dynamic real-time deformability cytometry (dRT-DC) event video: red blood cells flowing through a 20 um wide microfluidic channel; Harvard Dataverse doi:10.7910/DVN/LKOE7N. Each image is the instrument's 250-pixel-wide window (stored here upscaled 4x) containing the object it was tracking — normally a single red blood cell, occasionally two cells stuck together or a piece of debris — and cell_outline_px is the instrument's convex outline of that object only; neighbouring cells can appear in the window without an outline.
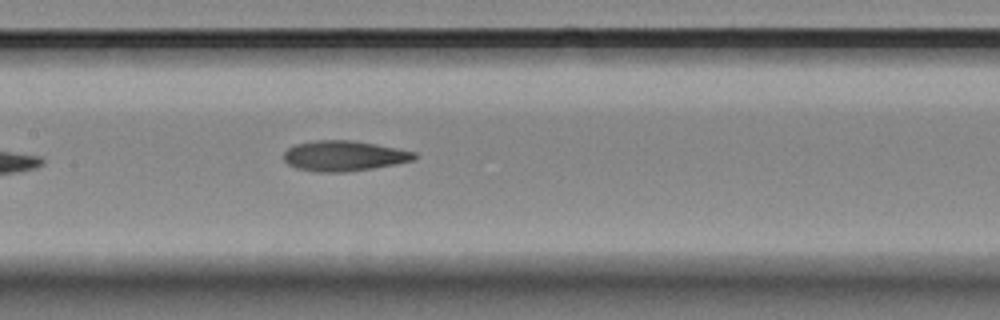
{"species": "Egyptian fruit bat (a non-hibernating species)", "species_latin": "Rousettus aegyptiacus", "temperature_condition": "room temperature", "stored_images_in_passage": 6, "camera_frame_rate_fps": 3000, "um_per_image_px": 0.085, "animal": {"sex": "female"}, "frame": {"image": 1, "passage_image": 6, "time_ms": 1.667, "image_size_px": [1000, 320], "cell_outline_px": [[416, 156], [412, 160], [396, 164], [372, 168], [344, 172], [316, 172], [296, 168], [288, 164], [284, 160], [284, 152], [292, 144], [312, 140], [352, 140], [376, 144], [416, 152]], "centroid_in_image_um": [29.18, 13.24], "position_along_channel_um": 178.2, "area_um2": 23.18}}